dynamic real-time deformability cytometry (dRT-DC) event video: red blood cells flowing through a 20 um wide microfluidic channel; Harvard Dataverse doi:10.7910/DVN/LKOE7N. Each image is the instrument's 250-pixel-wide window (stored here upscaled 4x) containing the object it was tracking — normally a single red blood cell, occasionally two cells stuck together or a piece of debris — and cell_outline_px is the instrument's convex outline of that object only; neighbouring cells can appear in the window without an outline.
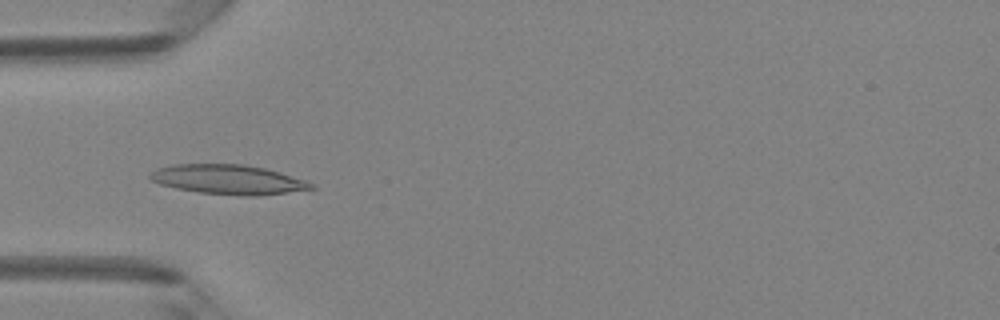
{"species": "Egyptian fruit bat (a non-hibernating species)", "species_latin": "Rousettus aegyptiacus", "temperature_condition": "room temperature", "stored_images_in_passage": 48, "camera_frame_rate_fps": 3000, "um_per_image_px": 0.085, "animal": {"sex": "female"}, "frame": {"image": 1, "passage_image": 15, "time_ms": 4.667, "image_size_px": [1000, 320], "cell_outline_px": [[316, 188], [256, 196], [248, 196], [200, 192], [176, 188], [160, 184], [152, 180], [148, 176], [156, 168], [172, 164], [244, 164], [264, 168], [280, 172], [316, 184]], "centroid_in_image_um": [19.39, 15.25], "position_along_channel_um": 65.6, "area_um2": 27.57}}
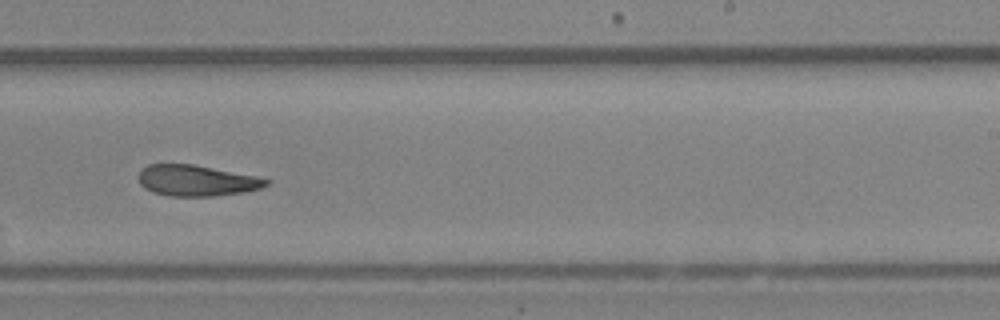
{"frame": {"image": 2, "passage_image": 30, "time_ms": 9.667, "image_size_px": [1000, 320], "cell_outline_px": [[272, 180], [268, 184], [260, 188], [244, 192], [216, 196], [168, 196], [152, 192], [144, 188], [140, 184], [136, 176], [148, 164], [192, 164], [256, 176]], "centroid_in_image_um": [16.68, 15.35], "position_along_channel_um": 272.3, "area_um2": 23.12}}
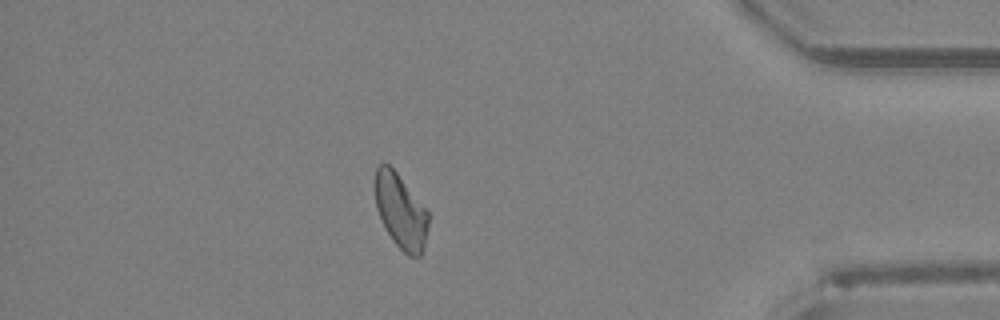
{"frame": {"image": 3, "passage_image": 42, "time_ms": 13.667, "image_size_px": [1000, 320], "cell_outline_px": [[428, 228], [424, 244], [420, 256], [408, 256], [392, 240], [376, 208], [376, 168], [380, 164], [388, 164], [396, 172], [428, 208]], "centroid_in_image_um": [34.09, 17.95], "position_along_channel_um": 401.1, "area_um2": 22.89}}